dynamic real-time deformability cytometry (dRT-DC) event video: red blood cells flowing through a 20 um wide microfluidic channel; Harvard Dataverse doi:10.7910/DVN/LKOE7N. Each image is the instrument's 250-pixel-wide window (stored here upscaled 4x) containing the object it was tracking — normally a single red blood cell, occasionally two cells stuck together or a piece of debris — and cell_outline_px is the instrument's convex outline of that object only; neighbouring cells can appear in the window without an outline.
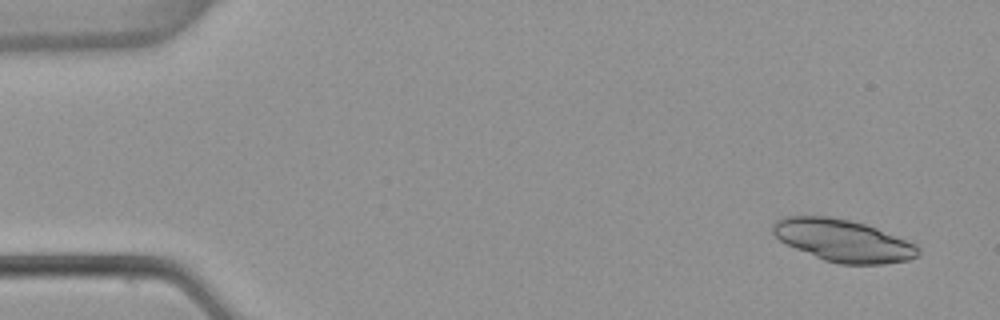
{"species": "common noctule bat (a hibernating species)", "species_latin": "Nyctalus noctula", "temperature_condition": "warm", "stored_images_in_passage": 7, "camera_frame_rate_fps": 3000, "um_per_image_px": 0.085, "animal": {"sex": "female", "body_mass_g": 22.7, "forearm_length_mm": 54.2}, "frame": {"image": 1, "passage_image": 1, "time_ms": 0.0, "image_size_px": [1000, 320], "cell_outline_px": [[920, 252], [916, 256], [908, 260], [884, 264], [840, 264], [824, 260], [796, 248], [780, 240], [772, 232], [772, 224], [776, 220], [784, 216], [828, 216], [848, 220], [864, 224], [876, 228], [916, 244], [920, 248]], "centroid_in_image_um": [71.66, 20.44], "position_along_channel_um": 13.3, "area_um2": 35.37}}
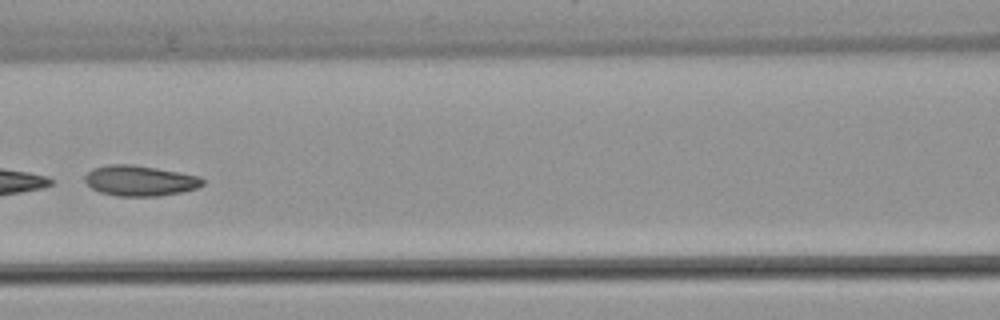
{"frame": {"image": 2, "passage_image": 6, "time_ms": 1.667, "image_size_px": [1000, 320], "cell_outline_px": [[204, 184], [196, 188], [184, 192], [156, 196], [116, 196], [100, 192], [92, 188], [84, 180], [84, 176], [92, 168], [108, 164], [132, 164], [180, 172], [200, 176], [204, 180]], "centroid_in_image_um": [11.89, 15.35], "position_along_channel_um": 154.7, "area_um2": 21.04}}
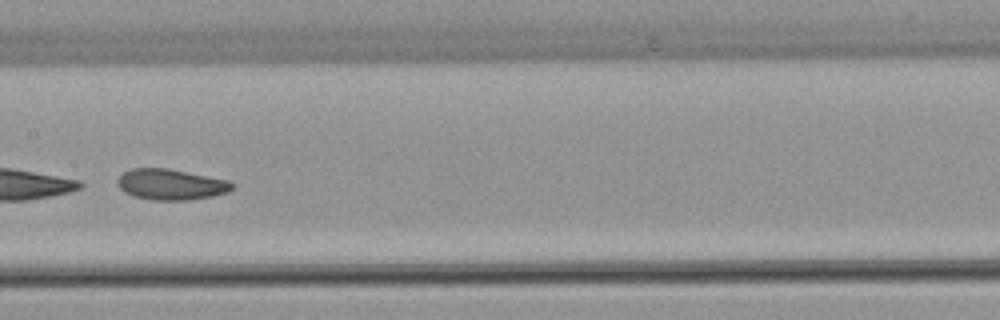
{"frame": {"image": 3, "passage_image": 7, "time_ms": 2.0, "image_size_px": [1000, 320], "cell_outline_px": [[232, 188], [228, 192], [212, 196], [188, 200], [152, 200], [132, 196], [124, 192], [116, 184], [116, 180], [124, 172], [132, 168], [168, 168], [228, 180], [232, 184]], "centroid_in_image_um": [14.48, 15.68], "position_along_channel_um": 192.9, "area_um2": 20.58}}